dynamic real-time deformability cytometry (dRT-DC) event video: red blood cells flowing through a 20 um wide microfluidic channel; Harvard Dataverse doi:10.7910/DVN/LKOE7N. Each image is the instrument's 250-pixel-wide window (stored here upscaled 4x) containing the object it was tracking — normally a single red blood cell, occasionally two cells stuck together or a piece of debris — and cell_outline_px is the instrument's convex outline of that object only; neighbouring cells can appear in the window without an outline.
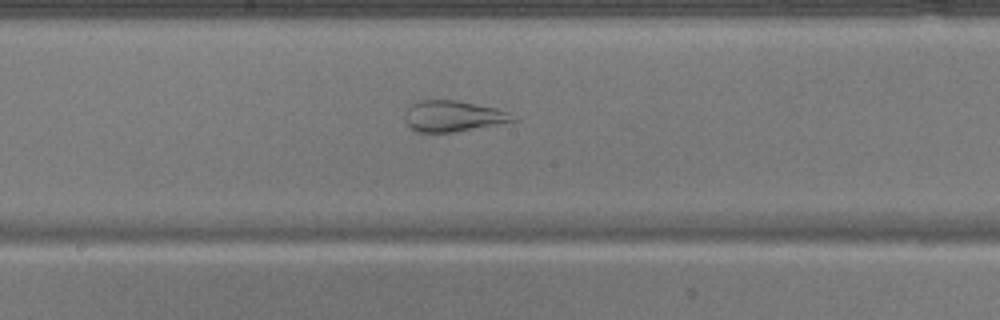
{"species": "common noctule bat (a hibernating species)", "species_latin": "Nyctalus noctula", "temperature_condition": "warm", "stored_images_in_passage": 37, "camera_frame_rate_fps": 3000, "um_per_image_px": 0.085, "animal": {"sex": "male", "body_mass_g": 17.9}, "frame": {"image": 1, "passage_image": 14, "time_ms": 4.333, "image_size_px": [1000, 320], "cell_outline_px": [[520, 120], [452, 132], [416, 132], [404, 120], [404, 116], [408, 108], [416, 100], [456, 100], [496, 108], [508, 112]], "centroid_in_image_um": [38.5, 9.86], "position_along_channel_um": 209.7, "area_um2": 19.36}}
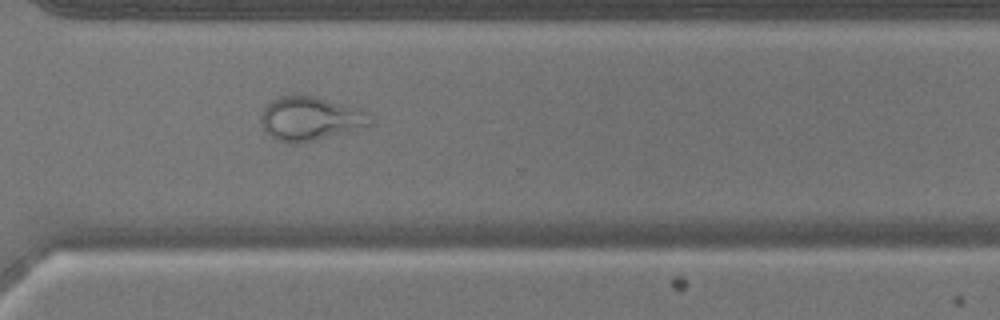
{"frame": {"image": 2, "passage_image": 24, "time_ms": 7.667, "image_size_px": [1000, 320], "cell_outline_px": [[372, 124], [344, 132], [296, 144], [288, 144], [264, 132], [260, 120], [260, 116], [264, 108], [272, 100], [280, 96], [296, 92], [316, 96], [360, 108], [368, 112], [372, 120]], "centroid_in_image_um": [26.33, 10.03], "position_along_channel_um": 344.3, "area_um2": 28.15}}
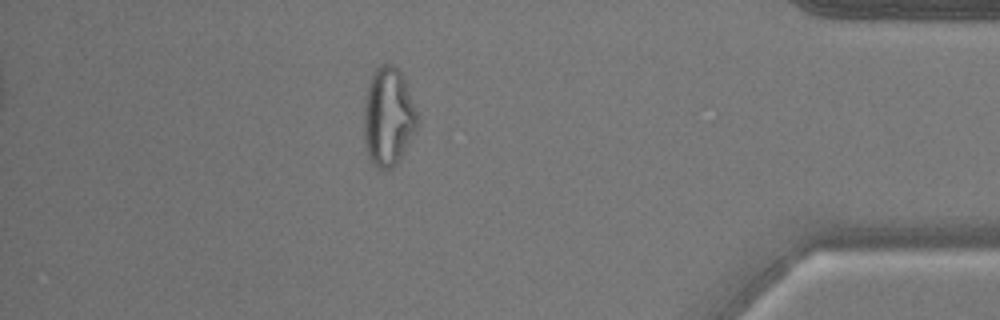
{"frame": {"image": 3, "passage_image": 31, "time_ms": 10.0, "image_size_px": [1000, 320], "cell_outline_px": [[420, 124], [396, 164], [392, 168], [380, 168], [372, 164], [368, 156], [364, 144], [364, 96], [372, 72], [380, 64], [392, 64], [400, 72], [404, 80], [416, 112]], "centroid_in_image_um": [32.97, 9.93], "position_along_channel_um": 402.2, "area_um2": 30.69}}